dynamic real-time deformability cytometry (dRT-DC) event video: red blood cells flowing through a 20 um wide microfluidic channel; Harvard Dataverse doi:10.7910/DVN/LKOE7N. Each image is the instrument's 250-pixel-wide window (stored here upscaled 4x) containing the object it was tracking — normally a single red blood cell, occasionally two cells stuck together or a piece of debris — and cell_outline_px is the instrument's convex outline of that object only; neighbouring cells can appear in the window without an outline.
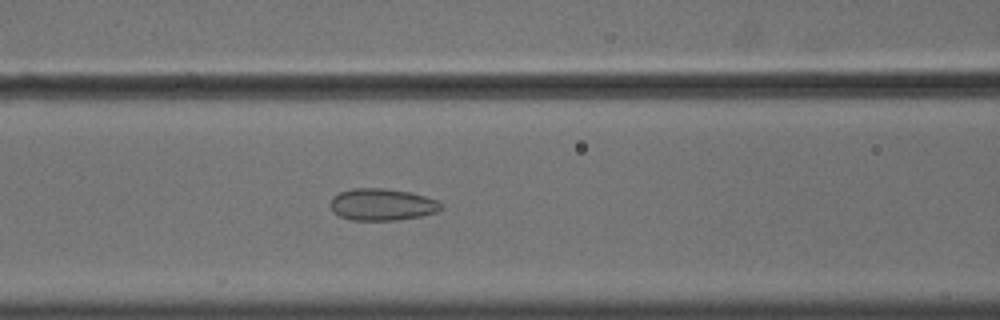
{"species": "common noctule bat (a hibernating species)", "species_latin": "Nyctalus noctula", "temperature_condition": "cold", "stored_images_in_passage": 56, "camera_frame_rate_fps": 3000, "um_per_image_px": 0.085, "animal": {"sex": "male", "body_mass_g": 18.8}, "frame": {"image": 1, "passage_image": 25, "time_ms": 8.0, "image_size_px": [1000, 320], "cell_outline_px": [[444, 208], [436, 212], [420, 216], [396, 220], [352, 220], [340, 216], [332, 212], [328, 204], [332, 196], [340, 192], [352, 188], [384, 188], [408, 192], [440, 200], [444, 204]], "centroid_in_image_um": [32.47, 17.38], "position_along_channel_um": 134.1, "area_um2": 20.87}}
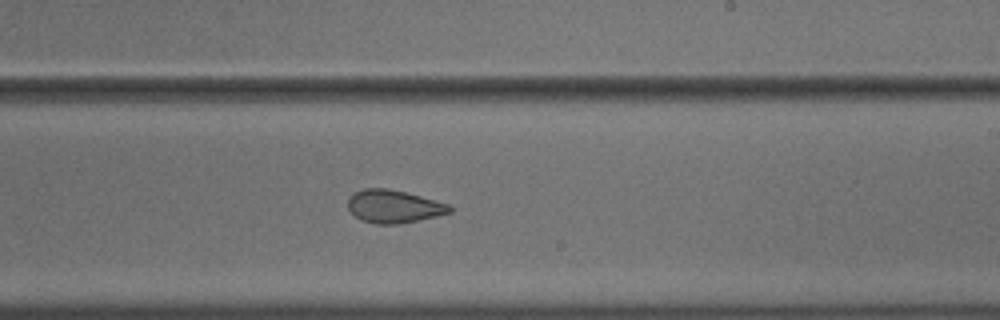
{"frame": {"image": 2, "passage_image": 35, "time_ms": 11.333, "image_size_px": [1000, 320], "cell_outline_px": [[452, 212], [420, 220], [400, 224], [376, 224], [360, 220], [348, 208], [348, 200], [356, 192], [364, 188], [388, 188], [420, 196], [448, 204], [452, 208]], "centroid_in_image_um": [33.47, 17.56], "position_along_channel_um": 255.5, "area_um2": 19.36}}
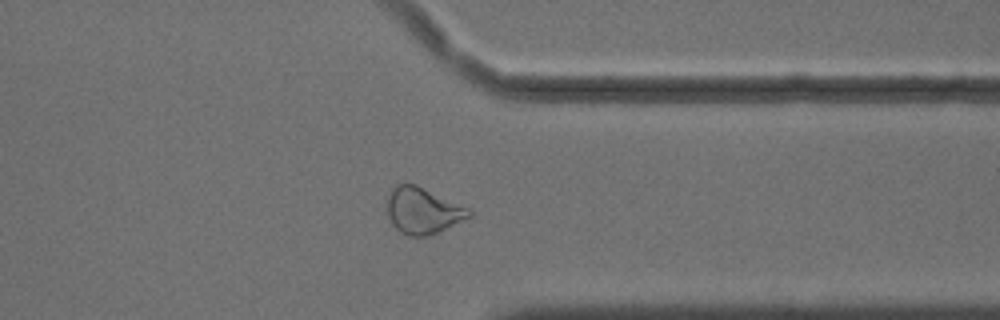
{"frame": {"image": 3, "passage_image": 45, "time_ms": 14.667, "image_size_px": [1000, 320], "cell_outline_px": [[472, 216], [428, 236], [408, 236], [400, 232], [392, 224], [388, 216], [384, 204], [388, 196], [396, 184], [416, 184], [468, 208], [472, 212]], "centroid_in_image_um": [35.89, 17.91], "position_along_channel_um": 375.5, "area_um2": 22.02}, "authors_computed_cell_mechanics": {"area_um2": 23.3801, "velocity_mm_per_s": 3.6457, "shape_relaxation_time_tau1_ms": null, "shape_relaxation_time_tau2_ms": 1.4606, "deformation_change_tau1": null, "deformation_change_tau2": 0.0731}}